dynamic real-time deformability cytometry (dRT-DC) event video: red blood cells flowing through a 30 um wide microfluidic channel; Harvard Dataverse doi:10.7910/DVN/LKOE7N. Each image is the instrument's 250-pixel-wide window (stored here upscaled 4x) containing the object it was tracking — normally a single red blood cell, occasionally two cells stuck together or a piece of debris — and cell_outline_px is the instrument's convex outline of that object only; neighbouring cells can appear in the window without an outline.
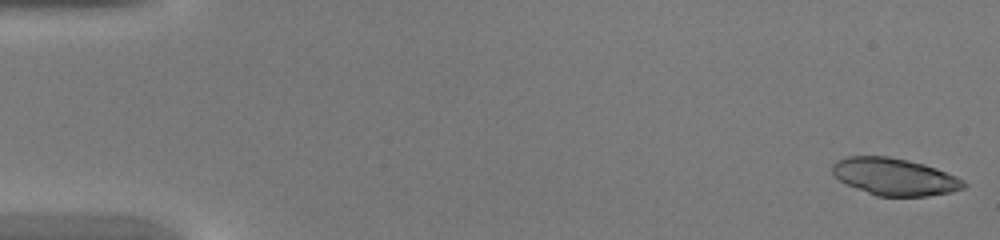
{"species": "common noctule bat (a hibernating species)", "species_latin": "Nyctalus noctula", "temperature_condition": "warm", "stored_images_in_passage": 44, "camera_frame_rate_fps": 3000, "um_per_image_px": 0.085, "animal": {"sex": "female", "body_mass_g": 20.0, "forearm_length_mm": 54.0}, "frame": {"image": 1, "passage_image": 1, "time_ms": 0.0, "image_size_px": [1000, 240], "cell_outline_px": [[968, 184], [964, 188], [952, 192], [928, 196], [876, 196], [856, 188], [840, 180], [832, 172], [832, 164], [836, 160], [848, 156], [888, 156], [908, 160], [924, 164], [936, 168], [956, 176], [964, 180]], "centroid_in_image_um": [76.06, 15.02], "position_along_channel_um": 8.9, "area_um2": 28.5}}
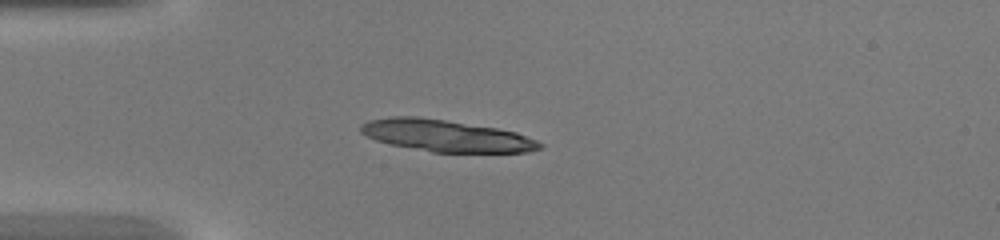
{"frame": {"image": 2, "passage_image": 12, "time_ms": 3.667, "image_size_px": [1000, 240], "cell_outline_px": [[544, 148], [528, 152], [432, 152], [392, 144], [376, 140], [360, 132], [360, 124], [368, 120], [392, 116], [416, 116], [444, 120], [496, 128], [516, 132], [536, 140], [544, 144]], "centroid_in_image_um": [37.93, 11.54], "position_along_channel_um": 47.1, "area_um2": 32.95}}
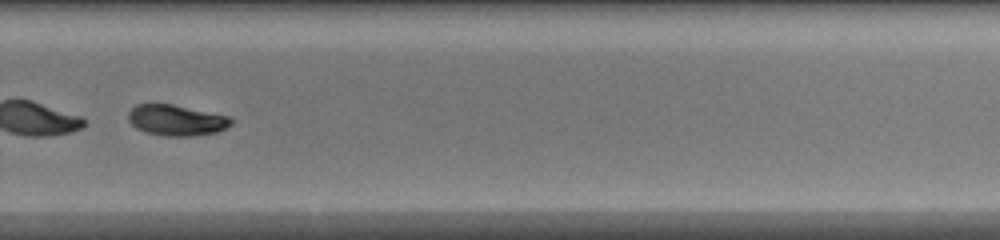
{"frame": {"image": 3, "passage_image": 31, "time_ms": 10.0, "image_size_px": [1000, 240], "cell_outline_px": [[232, 124], [216, 132], [188, 136], [164, 136], [144, 132], [136, 128], [128, 120], [128, 112], [136, 104], [172, 104], [232, 116]], "centroid_in_image_um": [14.99, 10.21], "position_along_channel_um": 314.8, "area_um2": 18.55}}